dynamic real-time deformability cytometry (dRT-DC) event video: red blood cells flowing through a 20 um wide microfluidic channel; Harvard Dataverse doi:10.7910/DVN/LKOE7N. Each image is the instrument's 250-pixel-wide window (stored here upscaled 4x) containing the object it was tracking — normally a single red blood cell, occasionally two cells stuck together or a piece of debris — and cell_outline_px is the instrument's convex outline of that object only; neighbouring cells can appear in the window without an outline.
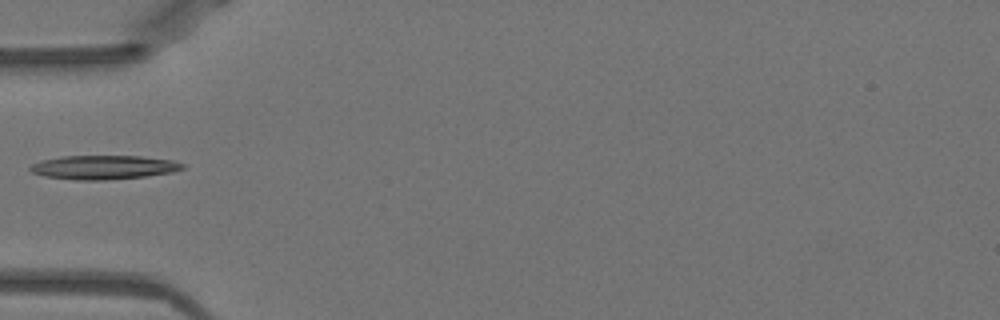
{"species": "Egyptian fruit bat (a non-hibernating species)", "species_latin": "Rousettus aegyptiacus", "temperature_condition": "warm", "stored_images_in_passage": 35, "camera_frame_rate_fps": 3000, "um_per_image_px": 0.085, "animal": {"sex": "female"}, "frame": {"image": 1, "passage_image": 1, "time_ms": 0.0, "image_size_px": [1000, 320], "cell_outline_px": [[184, 168], [172, 172], [144, 176], [108, 180], [76, 180], [44, 176], [32, 172], [28, 168], [32, 164], [40, 160], [60, 156], [140, 156], [172, 160], [184, 164]], "centroid_in_image_um": [8.77, 14.22], "position_along_channel_um": 76.2, "area_um2": 21.27}}
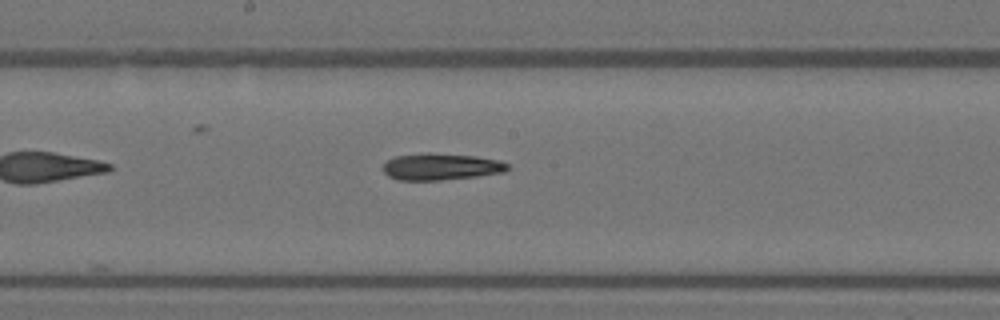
{"frame": {"image": 2, "passage_image": 11, "time_ms": 3.333, "image_size_px": [1000, 320], "cell_outline_px": [[508, 168], [504, 172], [476, 176], [440, 180], [396, 180], [388, 176], [384, 172], [384, 164], [388, 160], [396, 156], [428, 152], [476, 156], [500, 160], [508, 164]], "centroid_in_image_um": [37.47, 14.16], "position_along_channel_um": 210.7, "area_um2": 19.36}}
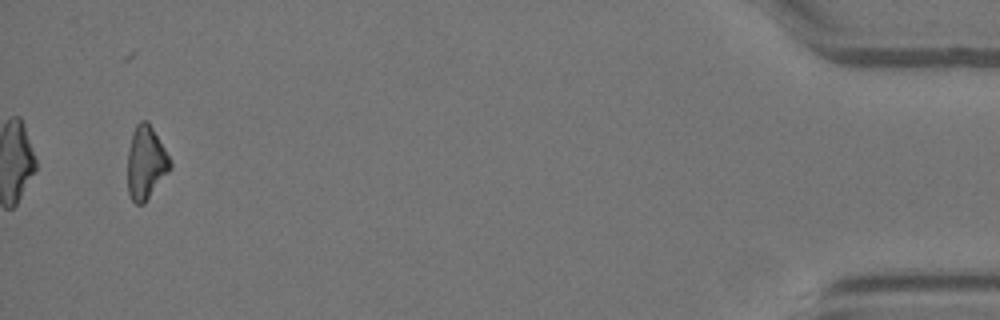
{"frame": {"image": 3, "passage_image": 33, "time_ms": 10.667, "image_size_px": [1000, 320], "cell_outline_px": [[172, 168], [144, 204], [136, 204], [132, 200], [128, 192], [128, 152], [132, 132], [136, 124], [140, 120], [148, 120], [172, 160]], "centroid_in_image_um": [12.42, 13.81], "position_along_channel_um": 422.8, "area_um2": 18.38}}